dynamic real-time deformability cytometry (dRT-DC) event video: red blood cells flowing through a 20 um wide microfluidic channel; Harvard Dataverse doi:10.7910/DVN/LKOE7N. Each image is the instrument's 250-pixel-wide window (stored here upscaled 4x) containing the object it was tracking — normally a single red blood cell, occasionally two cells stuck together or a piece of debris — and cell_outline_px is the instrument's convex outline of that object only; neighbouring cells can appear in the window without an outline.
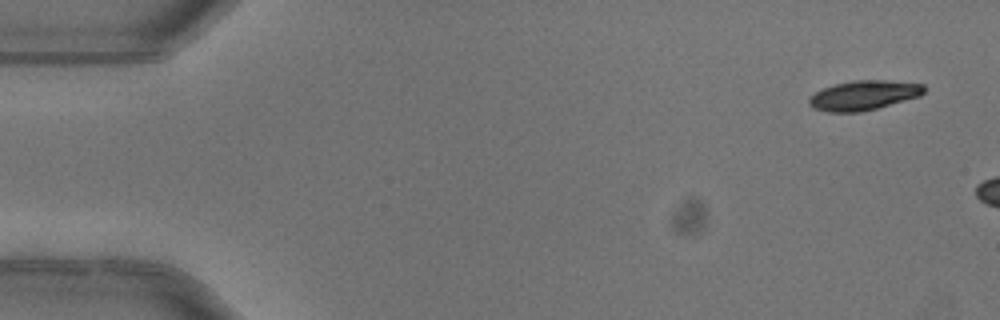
{"species": "common noctule bat (a hibernating species)", "species_latin": "Nyctalus noctula", "temperature_condition": "warm", "stored_images_in_passage": 3, "camera_frame_rate_fps": 3000, "um_per_image_px": 0.085, "animal": {"sex": "female"}, "frame": {"image": 1, "passage_image": 1, "time_ms": 0.0, "image_size_px": [1000, 320], "cell_outline_px": [[924, 92], [920, 96], [876, 108], [860, 112], [828, 112], [812, 108], [808, 104], [808, 96], [824, 88], [836, 84], [856, 80], [884, 80], [924, 84]], "centroid_in_image_um": [73.38, 8.11], "position_along_channel_um": 11.6, "area_um2": 19.71}}